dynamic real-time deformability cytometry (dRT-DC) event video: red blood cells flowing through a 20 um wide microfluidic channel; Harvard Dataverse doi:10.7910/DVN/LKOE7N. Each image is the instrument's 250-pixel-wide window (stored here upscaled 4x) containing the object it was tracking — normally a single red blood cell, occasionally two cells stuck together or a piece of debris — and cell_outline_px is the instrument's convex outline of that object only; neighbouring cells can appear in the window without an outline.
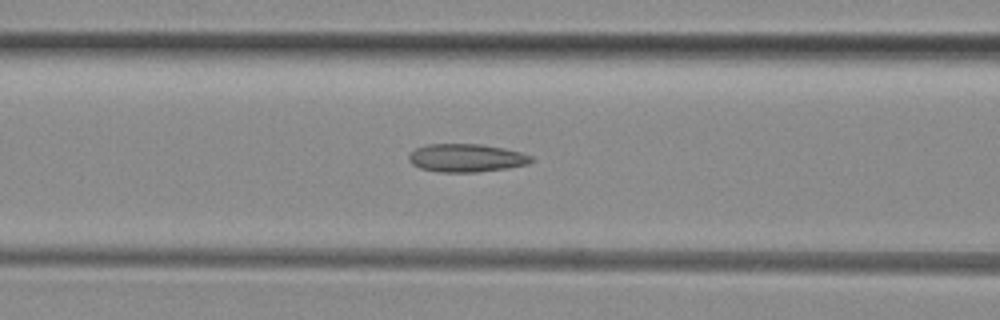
{"species": "common noctule bat (a hibernating species)", "species_latin": "Nyctalus noctula", "temperature_condition": "room temperature", "stored_images_in_passage": 40, "camera_frame_rate_fps": 3000, "um_per_image_px": 0.085, "animal": {"sex": "female", "body_mass_g": 29.2, "forearm_length_mm": 56.3}, "frame": {"image": 1, "passage_image": 9, "time_ms": 2.667, "image_size_px": [1000, 320], "cell_outline_px": [[532, 160], [528, 164], [508, 168], [476, 172], [440, 172], [420, 168], [412, 164], [408, 160], [408, 156], [416, 148], [428, 144], [480, 144], [504, 148], [520, 152], [532, 156]], "centroid_in_image_um": [39.63, 13.42], "position_along_channel_um": 127.0, "area_um2": 20.0}}
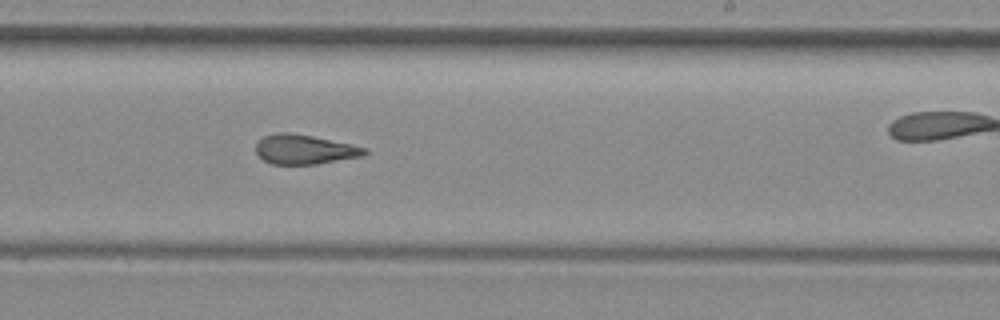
{"frame": {"image": 2, "passage_image": 19, "time_ms": 6.0, "image_size_px": [1000, 320], "cell_outline_px": [[368, 152], [364, 156], [316, 164], [272, 164], [264, 160], [256, 152], [256, 144], [264, 136], [276, 132], [288, 132], [312, 136], [352, 144], [368, 148]], "centroid_in_image_um": [25.91, 12.7], "position_along_channel_um": 263.1, "area_um2": 18.73}}
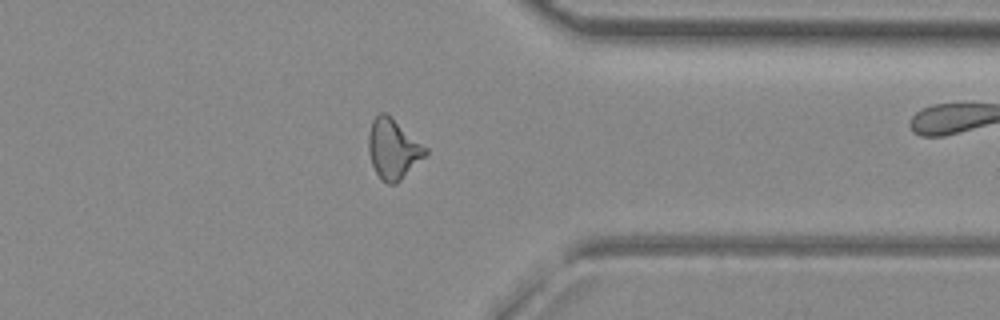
{"frame": {"image": 3, "passage_image": 28, "time_ms": 9.0, "image_size_px": [1000, 320], "cell_outline_px": [[428, 152], [396, 184], [388, 184], [380, 180], [372, 164], [368, 152], [368, 132], [372, 120], [380, 112], [384, 112], [428, 148]], "centroid_in_image_um": [33.38, 12.67], "position_along_channel_um": 378.0, "area_um2": 19.59}, "authors_computed_cell_mechanics": {"area_um2": 19.363, "velocity_mm_per_s": 4.095, "shape_relaxation_time_tau1_ms": null, "shape_relaxation_time_tau2_ms": 2.8513, "deformation_change_tau1": null, "deformation_change_tau2": 0.1263}}